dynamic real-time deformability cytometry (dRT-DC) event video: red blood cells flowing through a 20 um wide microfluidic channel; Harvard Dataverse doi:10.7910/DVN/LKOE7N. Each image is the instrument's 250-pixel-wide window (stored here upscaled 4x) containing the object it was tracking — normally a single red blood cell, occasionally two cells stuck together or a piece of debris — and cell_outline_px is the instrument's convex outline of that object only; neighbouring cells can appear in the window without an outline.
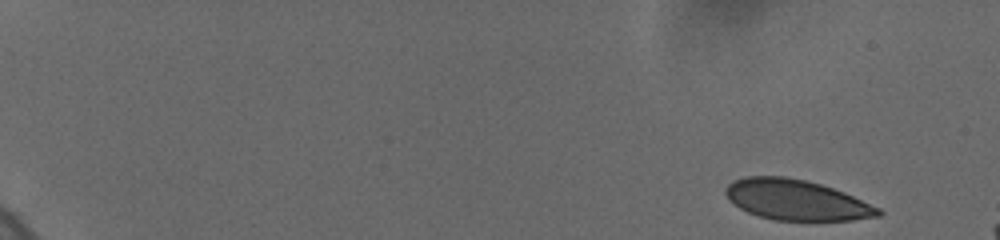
{"species": "human", "species_latin": "Homo sapiens", "temperature_condition": "cold", "stored_images_in_passage": 7, "camera_frame_rate_fps": 3000, "um_per_image_px": 0.085, "donor": {"sex": "female"}, "frame": {"image": 1, "passage_image": 1, "time_ms": 0.0, "image_size_px": [1000, 240], "cell_outline_px": [[884, 212], [880, 216], [852, 220], [776, 220], [760, 216], [748, 212], [740, 208], [724, 192], [728, 184], [732, 180], [744, 176], [784, 176], [804, 180], [820, 184], [844, 192], [880, 208]], "centroid_in_image_um": [67.71, 16.99], "position_along_channel_um": 17.3, "area_um2": 35.66}}